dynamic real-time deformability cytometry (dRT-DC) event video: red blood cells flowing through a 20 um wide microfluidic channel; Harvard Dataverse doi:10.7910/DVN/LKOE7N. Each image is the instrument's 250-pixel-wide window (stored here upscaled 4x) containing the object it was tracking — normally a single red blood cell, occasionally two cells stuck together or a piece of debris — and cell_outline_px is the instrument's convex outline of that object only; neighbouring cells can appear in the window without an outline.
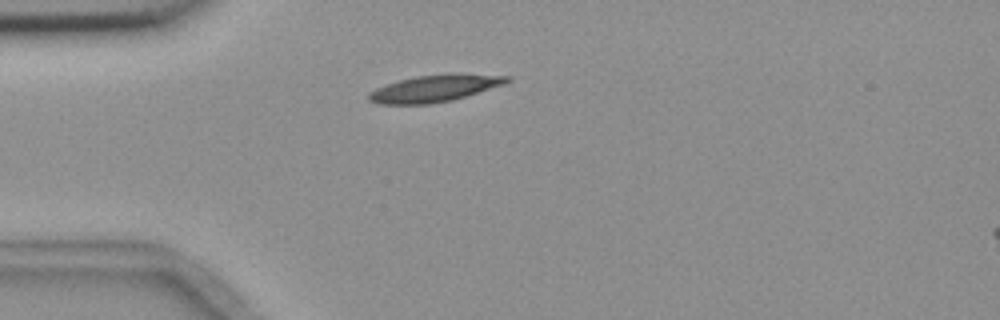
{"species": "common noctule bat (a hibernating species)", "species_latin": "Nyctalus noctula", "temperature_condition": "room temperature", "stored_images_in_passage": 1, "camera_frame_rate_fps": 3000, "um_per_image_px": 0.085, "animal": {"sex": "female", "body_mass_g": 18.4}, "frame": {"image": 1, "passage_image": 1, "time_ms": 0.0, "image_size_px": [1000, 320], "cell_outline_px": [[512, 80], [504, 84], [452, 100], [428, 104], [376, 104], [368, 100], [368, 92], [376, 88], [400, 80], [416, 76], [452, 72], [460, 72], [512, 76]], "centroid_in_image_um": [36.98, 7.48], "position_along_channel_um": 48.0, "area_um2": 21.96}}